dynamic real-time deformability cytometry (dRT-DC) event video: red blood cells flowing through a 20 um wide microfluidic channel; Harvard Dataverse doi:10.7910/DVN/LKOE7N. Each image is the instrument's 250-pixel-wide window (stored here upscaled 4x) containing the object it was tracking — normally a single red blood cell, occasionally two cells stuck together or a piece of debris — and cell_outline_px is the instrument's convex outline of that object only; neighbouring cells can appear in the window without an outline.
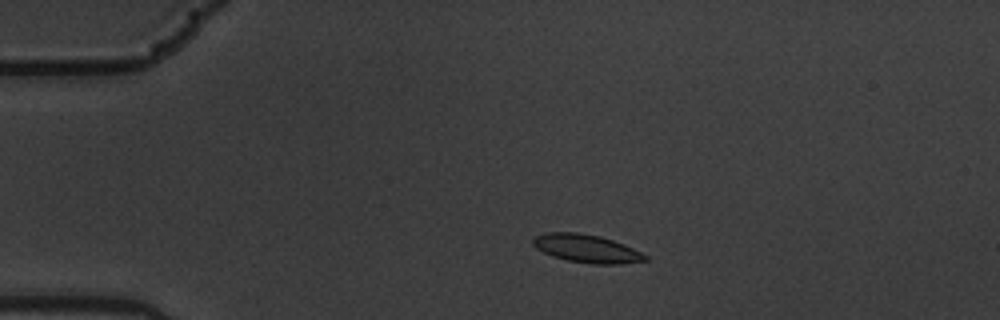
{"species": "common noctule bat (a hibernating species)", "species_latin": "Nyctalus noctula", "temperature_condition": "warm", "stored_images_in_passage": 7, "camera_frame_rate_fps": 3000, "um_per_image_px": 0.085, "animal": {"sex": "male", "body_mass_g": 19.5, "forearm_length_mm": 54.6}, "frame": {"image": 1, "passage_image": 3, "time_ms": 0.667, "image_size_px": [1000, 320], "cell_outline_px": [[648, 260], [620, 264], [592, 264], [568, 260], [552, 256], [536, 248], [532, 244], [532, 240], [536, 236], [544, 232], [576, 232], [600, 236], [624, 244], [648, 256]], "centroid_in_image_um": [49.85, 21.12], "position_along_channel_um": 35.2, "area_um2": 18.32}}
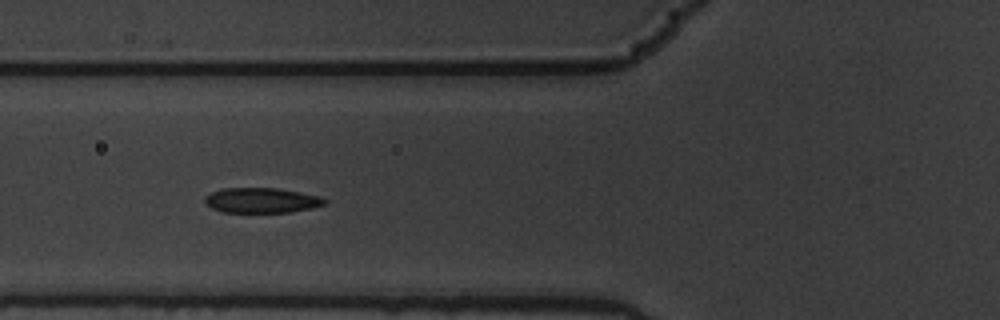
{"frame": {"image": 2, "passage_image": 6, "time_ms": 1.667, "image_size_px": [1000, 320], "cell_outline_px": [[328, 200], [324, 204], [312, 208], [288, 212], [224, 212], [212, 208], [204, 204], [204, 196], [212, 192], [224, 188], [276, 188], [300, 192], [320, 196]], "centroid_in_image_um": [22.21, 17.02], "position_along_channel_um": 103.6, "area_um2": 17.51}}
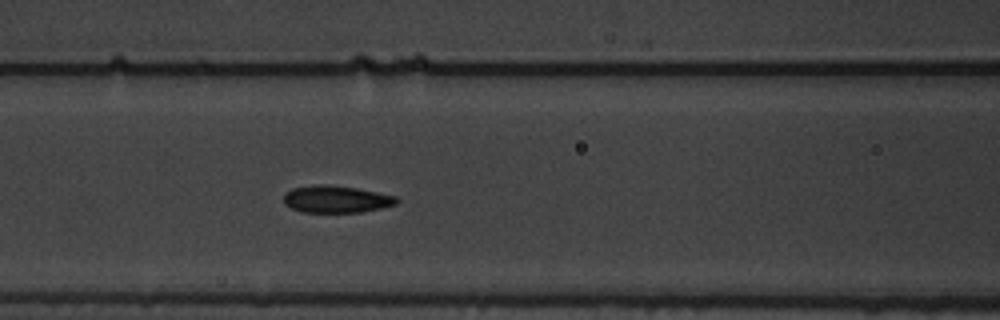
{"frame": {"image": 3, "passage_image": 7, "time_ms": 2.0, "image_size_px": [1000, 320], "cell_outline_px": [[400, 200], [396, 204], [380, 208], [360, 212], [300, 212], [284, 204], [284, 192], [292, 188], [356, 188], [396, 196]], "centroid_in_image_um": [28.61, 16.99], "position_along_channel_um": 138.0, "area_um2": 16.82}}